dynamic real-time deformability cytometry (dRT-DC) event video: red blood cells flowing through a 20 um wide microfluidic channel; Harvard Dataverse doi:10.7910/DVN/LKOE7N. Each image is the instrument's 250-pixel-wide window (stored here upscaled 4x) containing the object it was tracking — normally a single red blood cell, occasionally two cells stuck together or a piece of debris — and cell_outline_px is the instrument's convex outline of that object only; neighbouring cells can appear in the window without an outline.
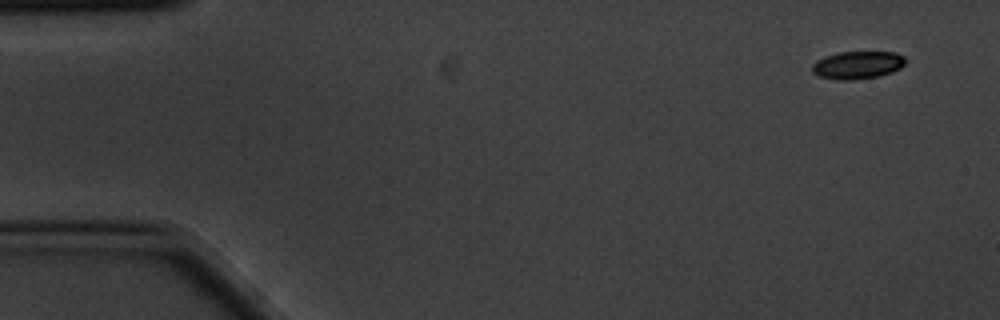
{"species": "common noctule bat (a hibernating species)", "species_latin": "Nyctalus noctula", "temperature_condition": "cold", "stored_images_in_passage": 5, "camera_frame_rate_fps": 3000, "um_per_image_px": 0.085, "animal": {"sex": "male", "body_mass_g": 20.1, "forearm_length_mm": 53.5}, "frame": {"image": 1, "passage_image": 1, "time_ms": 0.0, "image_size_px": [1000, 320], "cell_outline_px": [[904, 64], [900, 68], [892, 72], [880, 76], [852, 80], [836, 80], [820, 76], [812, 72], [812, 64], [816, 60], [824, 56], [836, 52], [896, 52], [904, 56]], "centroid_in_image_um": [72.87, 5.52], "position_along_channel_um": 12.1, "area_um2": 15.2}}
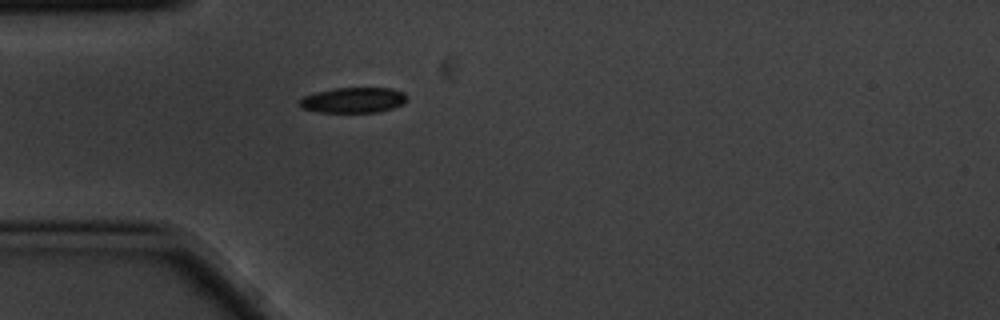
{"frame": {"image": 2, "passage_image": 5, "time_ms": 1.333, "image_size_px": [1000, 320], "cell_outline_px": [[408, 100], [404, 104], [380, 112], [316, 112], [300, 108], [300, 100], [304, 96], [316, 92], [336, 88], [392, 88], [404, 92], [408, 96]], "centroid_in_image_um": [30.08, 8.51], "position_along_channel_um": 54.9, "area_um2": 16.07}}